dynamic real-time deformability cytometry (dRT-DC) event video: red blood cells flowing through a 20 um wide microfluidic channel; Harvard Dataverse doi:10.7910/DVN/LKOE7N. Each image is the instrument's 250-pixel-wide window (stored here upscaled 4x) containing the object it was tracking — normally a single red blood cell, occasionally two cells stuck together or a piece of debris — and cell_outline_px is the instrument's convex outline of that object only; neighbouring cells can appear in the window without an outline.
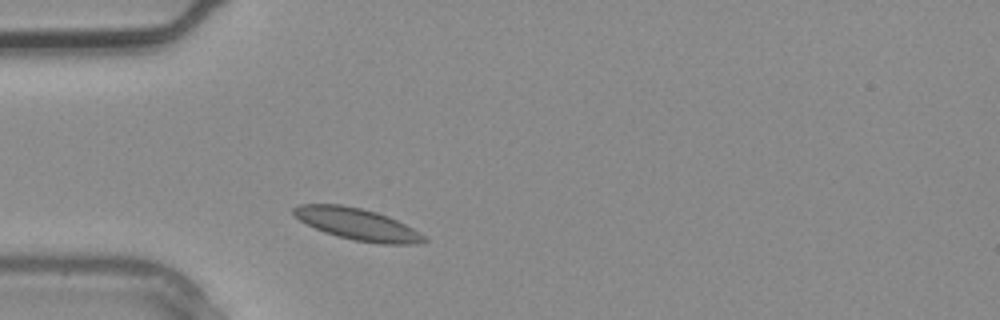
{"species": "common noctule bat (a hibernating species)", "species_latin": "Nyctalus noctula", "temperature_condition": "warm", "stored_images_in_passage": 1, "camera_frame_rate_fps": 3000, "um_per_image_px": 0.085, "animal": {"sex": "male", "body_mass_g": 20.4}, "frame": {"image": 1, "passage_image": 1, "time_ms": 0.0, "image_size_px": [1000, 320], "cell_outline_px": [[428, 240], [416, 244], [380, 244], [352, 240], [336, 236], [324, 232], [300, 220], [292, 212], [292, 208], [300, 204], [340, 204], [360, 208], [376, 212], [388, 216], [420, 232]], "centroid_in_image_um": [30.37, 19.06], "position_along_channel_um": 54.6, "area_um2": 23.99}}